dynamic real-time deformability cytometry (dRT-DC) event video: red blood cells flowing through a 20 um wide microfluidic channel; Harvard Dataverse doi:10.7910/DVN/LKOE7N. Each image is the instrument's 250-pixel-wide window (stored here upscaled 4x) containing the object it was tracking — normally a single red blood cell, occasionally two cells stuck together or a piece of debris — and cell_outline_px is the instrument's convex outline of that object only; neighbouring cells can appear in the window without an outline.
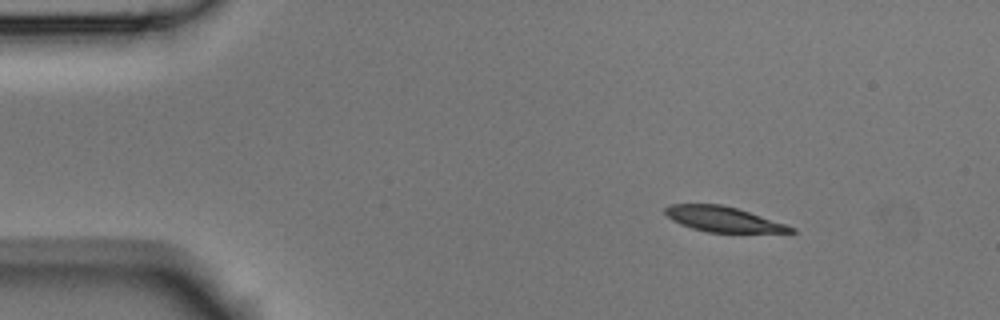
{"species": "Egyptian fruit bat (a non-hibernating species)", "species_latin": "Rousettus aegyptiacus", "temperature_condition": "room temperature", "stored_images_in_passage": 6, "camera_frame_rate_fps": 3000, "um_per_image_px": 0.085, "animal": {"sex": "male"}, "frame": {"image": 1, "passage_image": 1, "time_ms": 0.0, "image_size_px": [1000, 320], "cell_outline_px": [[796, 232], [708, 232], [692, 228], [680, 224], [672, 220], [664, 212], [664, 208], [672, 204], [720, 204], [736, 208], [796, 228]], "centroid_in_image_um": [61.41, 18.63], "position_along_channel_um": 23.6, "area_um2": 18.03}}
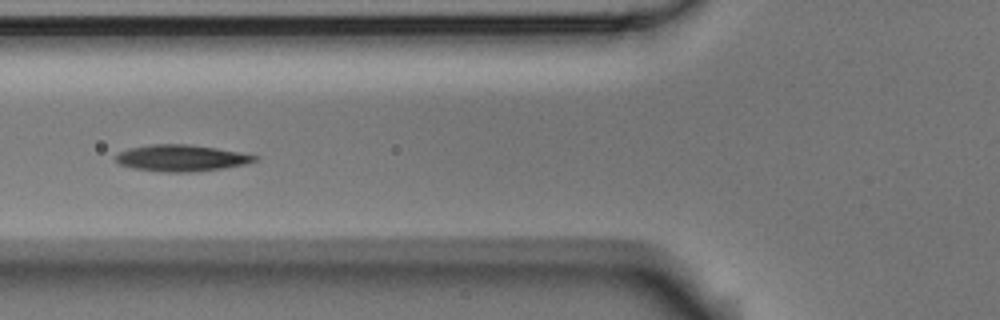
{"frame": {"image": 2, "passage_image": 4, "time_ms": 1.0, "image_size_px": [1000, 320], "cell_outline_px": [[260, 160], [244, 164], [224, 168], [192, 172], [168, 172], [132, 168], [120, 164], [116, 160], [116, 156], [120, 152], [128, 148], [152, 144], [188, 144], [216, 148], [240, 152], [260, 156]], "centroid_in_image_um": [15.46, 13.43], "position_along_channel_um": 110.3, "area_um2": 21.44}}
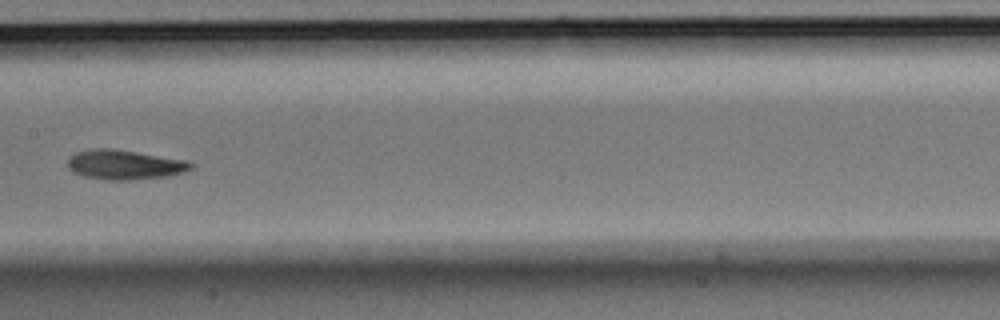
{"frame": {"image": 3, "passage_image": 6, "time_ms": 1.667, "image_size_px": [1000, 320], "cell_outline_px": [[196, 164], [192, 168], [184, 172], [168, 176], [136, 180], [104, 180], [84, 176], [72, 172], [68, 168], [68, 156], [76, 152], [96, 148], [112, 148], [188, 160]], "centroid_in_image_um": [10.6, 14.0], "position_along_channel_um": 196.8, "area_um2": 21.62}}